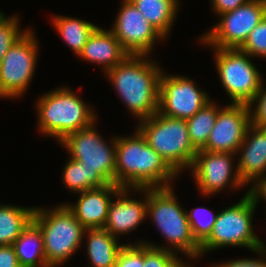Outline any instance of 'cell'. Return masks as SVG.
Here are the masks:
<instances>
[{
  "mask_svg": "<svg viewBox=\"0 0 266 267\" xmlns=\"http://www.w3.org/2000/svg\"><path fill=\"white\" fill-rule=\"evenodd\" d=\"M150 55H128L104 74L126 109L138 118L148 119L158 112L160 76L163 72Z\"/></svg>",
  "mask_w": 266,
  "mask_h": 267,
  "instance_id": "6da1fadb",
  "label": "cell"
},
{
  "mask_svg": "<svg viewBox=\"0 0 266 267\" xmlns=\"http://www.w3.org/2000/svg\"><path fill=\"white\" fill-rule=\"evenodd\" d=\"M115 161V184L121 188L170 187L179 176L138 129L129 137L116 136Z\"/></svg>",
  "mask_w": 266,
  "mask_h": 267,
  "instance_id": "7a4b0ae2",
  "label": "cell"
},
{
  "mask_svg": "<svg viewBox=\"0 0 266 267\" xmlns=\"http://www.w3.org/2000/svg\"><path fill=\"white\" fill-rule=\"evenodd\" d=\"M173 187L147 188V217L157 226L168 246L143 242L146 245L165 249L187 258L197 260L200 257V245L194 239L187 213L179 204ZM179 251V253H178Z\"/></svg>",
  "mask_w": 266,
  "mask_h": 267,
  "instance_id": "3957f363",
  "label": "cell"
},
{
  "mask_svg": "<svg viewBox=\"0 0 266 267\" xmlns=\"http://www.w3.org/2000/svg\"><path fill=\"white\" fill-rule=\"evenodd\" d=\"M35 107L38 131L46 137L55 138L57 142L73 132L89 127L98 119L93 108L68 86L43 93Z\"/></svg>",
  "mask_w": 266,
  "mask_h": 267,
  "instance_id": "277c9868",
  "label": "cell"
},
{
  "mask_svg": "<svg viewBox=\"0 0 266 267\" xmlns=\"http://www.w3.org/2000/svg\"><path fill=\"white\" fill-rule=\"evenodd\" d=\"M33 222L42 232L49 267L61 266L80 248L86 229L65 203L50 209L36 207Z\"/></svg>",
  "mask_w": 266,
  "mask_h": 267,
  "instance_id": "5b68a950",
  "label": "cell"
},
{
  "mask_svg": "<svg viewBox=\"0 0 266 267\" xmlns=\"http://www.w3.org/2000/svg\"><path fill=\"white\" fill-rule=\"evenodd\" d=\"M137 129L146 138L148 145L157 152L178 174L189 170L197 150L191 144L185 119L155 113L139 121Z\"/></svg>",
  "mask_w": 266,
  "mask_h": 267,
  "instance_id": "8992f818",
  "label": "cell"
},
{
  "mask_svg": "<svg viewBox=\"0 0 266 267\" xmlns=\"http://www.w3.org/2000/svg\"><path fill=\"white\" fill-rule=\"evenodd\" d=\"M234 204L218 213L209 237L200 245L201 257L224 246L245 247L251 251L260 247L261 239L252 224L258 204L249 190Z\"/></svg>",
  "mask_w": 266,
  "mask_h": 267,
  "instance_id": "52a82bcc",
  "label": "cell"
},
{
  "mask_svg": "<svg viewBox=\"0 0 266 267\" xmlns=\"http://www.w3.org/2000/svg\"><path fill=\"white\" fill-rule=\"evenodd\" d=\"M211 48L215 53L216 71L222 87L231 98V103L248 105L261 88L264 80L259 69L251 60L253 57L239 48Z\"/></svg>",
  "mask_w": 266,
  "mask_h": 267,
  "instance_id": "ba28073f",
  "label": "cell"
},
{
  "mask_svg": "<svg viewBox=\"0 0 266 267\" xmlns=\"http://www.w3.org/2000/svg\"><path fill=\"white\" fill-rule=\"evenodd\" d=\"M32 28L16 41L0 63V98L26 93L37 65L39 42Z\"/></svg>",
  "mask_w": 266,
  "mask_h": 267,
  "instance_id": "9c48e42d",
  "label": "cell"
},
{
  "mask_svg": "<svg viewBox=\"0 0 266 267\" xmlns=\"http://www.w3.org/2000/svg\"><path fill=\"white\" fill-rule=\"evenodd\" d=\"M96 124L97 121L67 135L59 144L66 148L70 158L82 162L89 171H98L109 184H115L116 136L106 142Z\"/></svg>",
  "mask_w": 266,
  "mask_h": 267,
  "instance_id": "30bf717a",
  "label": "cell"
},
{
  "mask_svg": "<svg viewBox=\"0 0 266 267\" xmlns=\"http://www.w3.org/2000/svg\"><path fill=\"white\" fill-rule=\"evenodd\" d=\"M265 16L266 0H249L219 15L220 22L200 37V44L220 49L240 48Z\"/></svg>",
  "mask_w": 266,
  "mask_h": 267,
  "instance_id": "8fae6325",
  "label": "cell"
},
{
  "mask_svg": "<svg viewBox=\"0 0 266 267\" xmlns=\"http://www.w3.org/2000/svg\"><path fill=\"white\" fill-rule=\"evenodd\" d=\"M236 155L197 150L190 169L201 195L211 197L225 188L236 191L246 187L233 164Z\"/></svg>",
  "mask_w": 266,
  "mask_h": 267,
  "instance_id": "7c38bea8",
  "label": "cell"
},
{
  "mask_svg": "<svg viewBox=\"0 0 266 267\" xmlns=\"http://www.w3.org/2000/svg\"><path fill=\"white\" fill-rule=\"evenodd\" d=\"M211 101L192 78L180 75L160 76L158 112L164 116L188 119Z\"/></svg>",
  "mask_w": 266,
  "mask_h": 267,
  "instance_id": "4fadbf2b",
  "label": "cell"
},
{
  "mask_svg": "<svg viewBox=\"0 0 266 267\" xmlns=\"http://www.w3.org/2000/svg\"><path fill=\"white\" fill-rule=\"evenodd\" d=\"M116 16L110 30L129 55H149L165 40L129 0H122Z\"/></svg>",
  "mask_w": 266,
  "mask_h": 267,
  "instance_id": "5bb4252c",
  "label": "cell"
},
{
  "mask_svg": "<svg viewBox=\"0 0 266 267\" xmlns=\"http://www.w3.org/2000/svg\"><path fill=\"white\" fill-rule=\"evenodd\" d=\"M250 125L248 105L229 103L221 106L206 146L202 150L236 154Z\"/></svg>",
  "mask_w": 266,
  "mask_h": 267,
  "instance_id": "9a60e30c",
  "label": "cell"
},
{
  "mask_svg": "<svg viewBox=\"0 0 266 267\" xmlns=\"http://www.w3.org/2000/svg\"><path fill=\"white\" fill-rule=\"evenodd\" d=\"M144 194V200L131 198V191ZM130 196V198H129ZM111 200L103 227L115 238L135 230L147 217V189L121 188ZM114 199H116L114 201Z\"/></svg>",
  "mask_w": 266,
  "mask_h": 267,
  "instance_id": "2e32d148",
  "label": "cell"
},
{
  "mask_svg": "<svg viewBox=\"0 0 266 267\" xmlns=\"http://www.w3.org/2000/svg\"><path fill=\"white\" fill-rule=\"evenodd\" d=\"M120 189L117 184H106L78 193L79 198L75 204H65L85 229L103 228L112 197H115Z\"/></svg>",
  "mask_w": 266,
  "mask_h": 267,
  "instance_id": "e0dca14e",
  "label": "cell"
},
{
  "mask_svg": "<svg viewBox=\"0 0 266 267\" xmlns=\"http://www.w3.org/2000/svg\"><path fill=\"white\" fill-rule=\"evenodd\" d=\"M236 154L240 157L236 163L238 174L243 183L253 186L266 176V128L250 125L243 143Z\"/></svg>",
  "mask_w": 266,
  "mask_h": 267,
  "instance_id": "ac0fdd59",
  "label": "cell"
},
{
  "mask_svg": "<svg viewBox=\"0 0 266 267\" xmlns=\"http://www.w3.org/2000/svg\"><path fill=\"white\" fill-rule=\"evenodd\" d=\"M128 55L111 30L98 26L78 57L102 66L105 73L121 63Z\"/></svg>",
  "mask_w": 266,
  "mask_h": 267,
  "instance_id": "d6986e66",
  "label": "cell"
},
{
  "mask_svg": "<svg viewBox=\"0 0 266 267\" xmlns=\"http://www.w3.org/2000/svg\"><path fill=\"white\" fill-rule=\"evenodd\" d=\"M84 236L87 237L85 244L90 267H115L117 255L125 244H119L118 239L104 228L86 229Z\"/></svg>",
  "mask_w": 266,
  "mask_h": 267,
  "instance_id": "ffe728a7",
  "label": "cell"
},
{
  "mask_svg": "<svg viewBox=\"0 0 266 267\" xmlns=\"http://www.w3.org/2000/svg\"><path fill=\"white\" fill-rule=\"evenodd\" d=\"M129 1L165 39H168L180 8L179 0Z\"/></svg>",
  "mask_w": 266,
  "mask_h": 267,
  "instance_id": "44dd1931",
  "label": "cell"
},
{
  "mask_svg": "<svg viewBox=\"0 0 266 267\" xmlns=\"http://www.w3.org/2000/svg\"><path fill=\"white\" fill-rule=\"evenodd\" d=\"M13 247L21 267H49L42 232L33 221L15 240Z\"/></svg>",
  "mask_w": 266,
  "mask_h": 267,
  "instance_id": "7402d4cb",
  "label": "cell"
},
{
  "mask_svg": "<svg viewBox=\"0 0 266 267\" xmlns=\"http://www.w3.org/2000/svg\"><path fill=\"white\" fill-rule=\"evenodd\" d=\"M35 208L0 204V246L13 245L33 221Z\"/></svg>",
  "mask_w": 266,
  "mask_h": 267,
  "instance_id": "603a6c76",
  "label": "cell"
},
{
  "mask_svg": "<svg viewBox=\"0 0 266 267\" xmlns=\"http://www.w3.org/2000/svg\"><path fill=\"white\" fill-rule=\"evenodd\" d=\"M53 27L74 54L79 56L89 37L98 27L89 21L70 16H53Z\"/></svg>",
  "mask_w": 266,
  "mask_h": 267,
  "instance_id": "cb8c5ba5",
  "label": "cell"
},
{
  "mask_svg": "<svg viewBox=\"0 0 266 267\" xmlns=\"http://www.w3.org/2000/svg\"><path fill=\"white\" fill-rule=\"evenodd\" d=\"M62 182L72 193H81L109 184L98 171H89L83 163L69 157L62 171Z\"/></svg>",
  "mask_w": 266,
  "mask_h": 267,
  "instance_id": "d4e9b609",
  "label": "cell"
},
{
  "mask_svg": "<svg viewBox=\"0 0 266 267\" xmlns=\"http://www.w3.org/2000/svg\"><path fill=\"white\" fill-rule=\"evenodd\" d=\"M219 106L210 101L201 108L194 116L186 119L189 138L196 150L206 146L209 135L214 127Z\"/></svg>",
  "mask_w": 266,
  "mask_h": 267,
  "instance_id": "484cf974",
  "label": "cell"
},
{
  "mask_svg": "<svg viewBox=\"0 0 266 267\" xmlns=\"http://www.w3.org/2000/svg\"><path fill=\"white\" fill-rule=\"evenodd\" d=\"M186 213L192 235L196 242L201 245L209 237L218 213L214 214L207 207H195L190 212L186 210Z\"/></svg>",
  "mask_w": 266,
  "mask_h": 267,
  "instance_id": "4316f807",
  "label": "cell"
},
{
  "mask_svg": "<svg viewBox=\"0 0 266 267\" xmlns=\"http://www.w3.org/2000/svg\"><path fill=\"white\" fill-rule=\"evenodd\" d=\"M19 22V16L13 14L6 17L4 12L0 11V63L11 46L28 31L27 28L21 30Z\"/></svg>",
  "mask_w": 266,
  "mask_h": 267,
  "instance_id": "83f0119b",
  "label": "cell"
},
{
  "mask_svg": "<svg viewBox=\"0 0 266 267\" xmlns=\"http://www.w3.org/2000/svg\"><path fill=\"white\" fill-rule=\"evenodd\" d=\"M176 253L143 243V267H191Z\"/></svg>",
  "mask_w": 266,
  "mask_h": 267,
  "instance_id": "f1b7e54d",
  "label": "cell"
},
{
  "mask_svg": "<svg viewBox=\"0 0 266 267\" xmlns=\"http://www.w3.org/2000/svg\"><path fill=\"white\" fill-rule=\"evenodd\" d=\"M239 49L253 58H266V16L249 33L248 38Z\"/></svg>",
  "mask_w": 266,
  "mask_h": 267,
  "instance_id": "f546056e",
  "label": "cell"
},
{
  "mask_svg": "<svg viewBox=\"0 0 266 267\" xmlns=\"http://www.w3.org/2000/svg\"><path fill=\"white\" fill-rule=\"evenodd\" d=\"M143 242L124 243L117 255L115 267H143Z\"/></svg>",
  "mask_w": 266,
  "mask_h": 267,
  "instance_id": "4dcf8cb0",
  "label": "cell"
},
{
  "mask_svg": "<svg viewBox=\"0 0 266 267\" xmlns=\"http://www.w3.org/2000/svg\"><path fill=\"white\" fill-rule=\"evenodd\" d=\"M251 124L256 127L266 128V87L264 80L261 88L248 104Z\"/></svg>",
  "mask_w": 266,
  "mask_h": 267,
  "instance_id": "1f68e13d",
  "label": "cell"
},
{
  "mask_svg": "<svg viewBox=\"0 0 266 267\" xmlns=\"http://www.w3.org/2000/svg\"><path fill=\"white\" fill-rule=\"evenodd\" d=\"M260 247L252 250V252L257 253L259 258L256 259H235L223 261L222 263H214L210 265L211 267H266V244L260 240Z\"/></svg>",
  "mask_w": 266,
  "mask_h": 267,
  "instance_id": "d6a6232c",
  "label": "cell"
},
{
  "mask_svg": "<svg viewBox=\"0 0 266 267\" xmlns=\"http://www.w3.org/2000/svg\"><path fill=\"white\" fill-rule=\"evenodd\" d=\"M213 13L218 16L229 11H233L249 0H210Z\"/></svg>",
  "mask_w": 266,
  "mask_h": 267,
  "instance_id": "836d02e7",
  "label": "cell"
},
{
  "mask_svg": "<svg viewBox=\"0 0 266 267\" xmlns=\"http://www.w3.org/2000/svg\"><path fill=\"white\" fill-rule=\"evenodd\" d=\"M0 267H21L13 245L0 246Z\"/></svg>",
  "mask_w": 266,
  "mask_h": 267,
  "instance_id": "e575fe53",
  "label": "cell"
},
{
  "mask_svg": "<svg viewBox=\"0 0 266 267\" xmlns=\"http://www.w3.org/2000/svg\"><path fill=\"white\" fill-rule=\"evenodd\" d=\"M249 186V193L257 204L260 202L259 199L266 201V176L259 179L253 186Z\"/></svg>",
  "mask_w": 266,
  "mask_h": 267,
  "instance_id": "d590c367",
  "label": "cell"
}]
</instances>
